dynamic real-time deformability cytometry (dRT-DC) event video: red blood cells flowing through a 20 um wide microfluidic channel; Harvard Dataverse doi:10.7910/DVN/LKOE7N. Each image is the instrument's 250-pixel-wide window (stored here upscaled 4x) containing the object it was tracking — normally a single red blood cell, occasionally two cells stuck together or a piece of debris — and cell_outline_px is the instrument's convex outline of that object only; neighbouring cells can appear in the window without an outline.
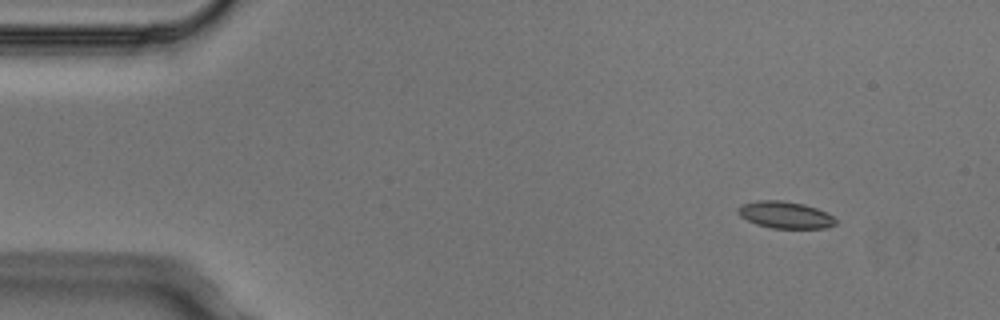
{"species": "Egyptian fruit bat (a non-hibernating species)", "species_latin": "Rousettus aegyptiacus", "temperature_condition": "cold", "stored_images_in_passage": 4, "camera_frame_rate_fps": 3000, "um_per_image_px": 0.085, "animal": {"sex": "male"}, "frame": {"image": 1, "passage_image": 1, "time_ms": 0.0, "image_size_px": [1000, 320], "cell_outline_px": [[836, 224], [828, 228], [772, 228], [756, 224], [740, 216], [736, 208], [740, 204], [756, 200], [780, 200], [804, 204], [828, 212], [836, 220]], "centroid_in_image_um": [66.73, 18.26], "position_along_channel_um": 18.3, "area_um2": 15.43}}
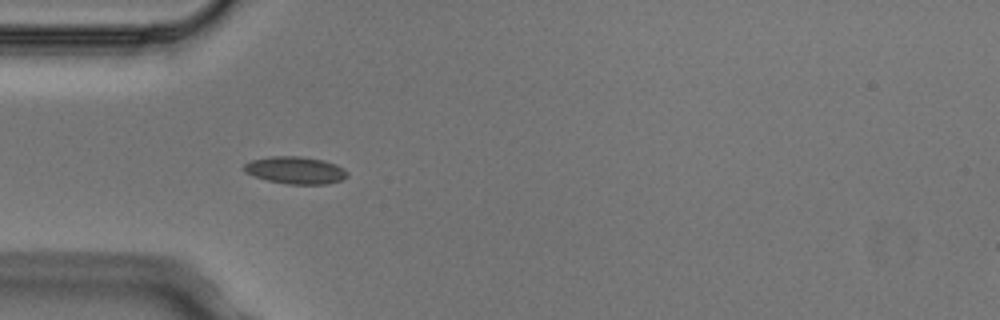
{"frame": {"image": 2, "passage_image": 3, "time_ms": 0.667, "image_size_px": [1000, 320], "cell_outline_px": [[348, 176], [340, 180], [328, 184], [288, 184], [268, 180], [244, 172], [244, 164], [252, 160], [268, 156], [300, 156], [324, 160], [336, 164], [344, 168], [348, 172]], "centroid_in_image_um": [25.14, 14.46], "position_along_channel_um": 59.9, "area_um2": 16.42}}
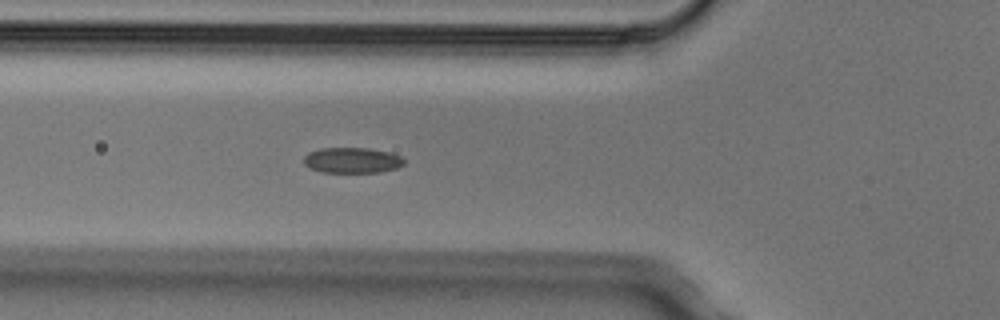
{"frame": {"image": 3, "passage_image": 4, "time_ms": 1.0, "image_size_px": [1000, 320], "cell_outline_px": [[404, 164], [396, 168], [380, 172], [320, 172], [304, 164], [304, 156], [308, 152], [320, 148], [368, 148], [388, 152], [400, 156], [404, 160]], "centroid_in_image_um": [29.91, 13.62], "position_along_channel_um": 95.9, "area_um2": 14.85}}